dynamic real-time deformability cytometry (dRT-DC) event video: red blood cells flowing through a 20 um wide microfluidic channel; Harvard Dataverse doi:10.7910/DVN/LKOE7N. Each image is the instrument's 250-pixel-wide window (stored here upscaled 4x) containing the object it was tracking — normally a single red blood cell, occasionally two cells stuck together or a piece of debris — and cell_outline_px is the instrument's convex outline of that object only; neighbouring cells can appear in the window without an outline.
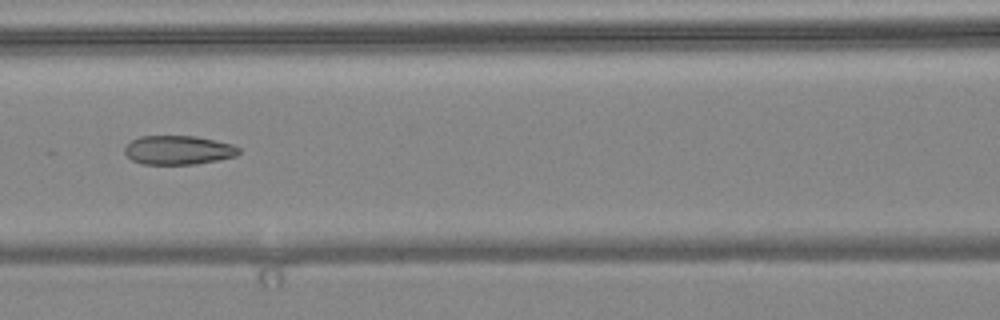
{"species": "common noctule bat (a hibernating species)", "species_latin": "Nyctalus noctula", "temperature_condition": "warm", "stored_images_in_passage": 7, "camera_frame_rate_fps": 3000, "um_per_image_px": 0.085, "animal": {"sex": "female", "body_mass_g": 24.6, "forearm_length_mm": 56.2}, "frame": {"image": 1, "passage_image": 6, "time_ms": 1.667, "image_size_px": [1000, 320], "cell_outline_px": [[240, 152], [236, 156], [196, 164], [140, 164], [132, 160], [124, 152], [124, 148], [132, 140], [140, 136], [196, 136], [216, 140], [232, 144], [240, 148]], "centroid_in_image_um": [15.16, 12.75], "position_along_channel_um": 151.4, "area_um2": 19.31}}
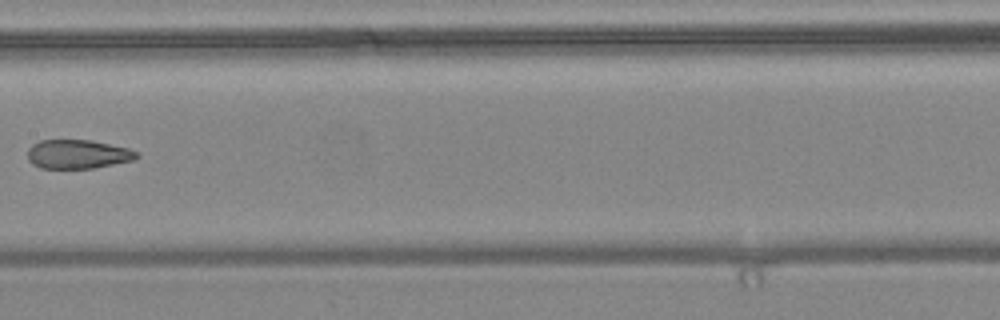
{"frame": {"image": 2, "passage_image": 7, "time_ms": 2.0, "image_size_px": [1000, 320], "cell_outline_px": [[140, 156], [132, 160], [96, 168], [40, 168], [32, 164], [28, 160], [28, 148], [32, 144], [40, 140], [92, 140], [128, 148], [140, 152]], "centroid_in_image_um": [6.62, 13.1], "position_along_channel_um": 200.8, "area_um2": 18.55}}